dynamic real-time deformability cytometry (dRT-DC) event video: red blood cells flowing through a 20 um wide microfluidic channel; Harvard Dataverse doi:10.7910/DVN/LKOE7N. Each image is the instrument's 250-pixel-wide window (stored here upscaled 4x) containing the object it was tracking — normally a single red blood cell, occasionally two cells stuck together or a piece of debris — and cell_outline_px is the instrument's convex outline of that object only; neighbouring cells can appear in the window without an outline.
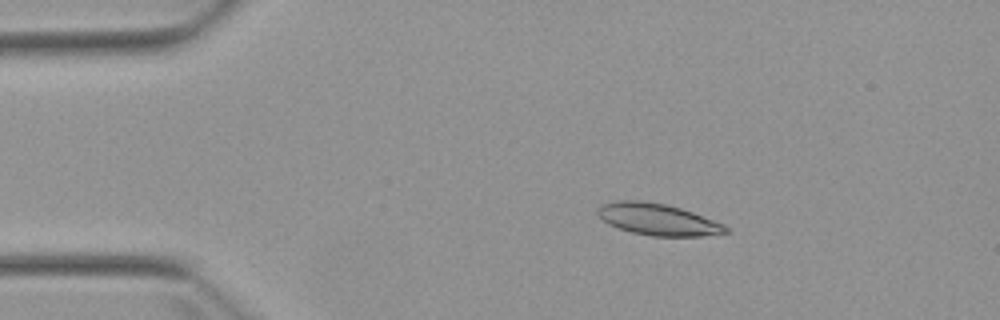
{"species": "Egyptian fruit bat (a non-hibernating species)", "species_latin": "Rousettus aegyptiacus", "temperature_condition": "warm", "stored_images_in_passage": 4, "camera_frame_rate_fps": 3000, "um_per_image_px": 0.085, "animal": {"sex": "female"}, "frame": {"image": 1, "passage_image": 2, "time_ms": 1.0, "image_size_px": [1000, 320], "cell_outline_px": [[732, 232], [704, 236], [652, 236], [632, 232], [608, 224], [596, 212], [596, 208], [604, 204], [616, 200], [640, 200], [664, 204], [680, 208], [692, 212], [724, 224]], "centroid_in_image_um": [55.93, 18.65], "position_along_channel_um": 29.1, "area_um2": 23.52}}
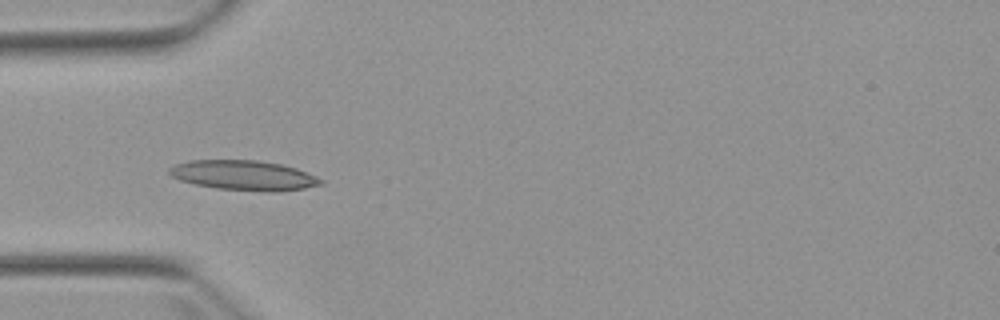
{"frame": {"image": 2, "passage_image": 4, "time_ms": 3.333, "image_size_px": [1000, 320], "cell_outline_px": [[324, 184], [304, 188], [216, 188], [196, 184], [180, 180], [172, 176], [168, 172], [168, 168], [176, 164], [188, 160], [256, 160], [280, 164], [296, 168], [316, 176], [324, 180]], "centroid_in_image_um": [20.64, 14.84], "position_along_channel_um": 64.4, "area_um2": 24.97}}